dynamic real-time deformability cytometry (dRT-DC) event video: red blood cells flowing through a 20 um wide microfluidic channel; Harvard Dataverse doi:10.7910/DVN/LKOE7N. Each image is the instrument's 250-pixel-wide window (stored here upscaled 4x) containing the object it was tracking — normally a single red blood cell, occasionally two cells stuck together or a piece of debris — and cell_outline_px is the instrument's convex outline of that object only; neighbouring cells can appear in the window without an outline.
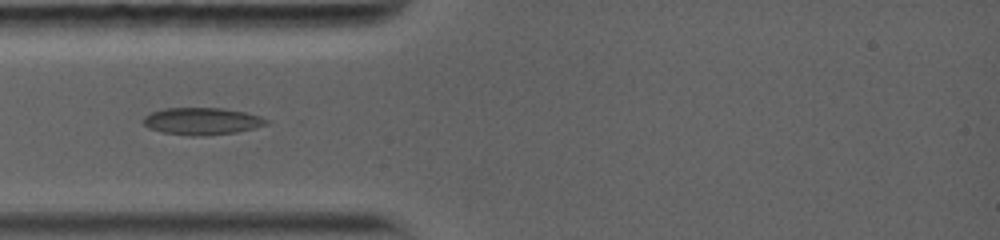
{"species": "common noctule bat (a hibernating species)", "species_latin": "Nyctalus noctula", "temperature_condition": "warm", "stored_images_in_passage": 6, "camera_frame_rate_fps": 5000, "um_per_image_px": 0.085, "animal": {"sex": "female", "body_mass_g": 19.0, "forearm_length_mm": 56.7}, "frame": {"image": 1, "passage_image": 5, "time_ms": 3.2, "image_size_px": [1000, 240], "cell_outline_px": [[268, 124], [256, 128], [236, 132], [200, 136], [192, 136], [164, 132], [148, 128], [140, 120], [144, 116], [152, 112], [164, 108], [224, 108], [244, 112], [260, 116], [268, 120]], "centroid_in_image_um": [17.15, 10.3], "position_along_channel_um": 67.8, "area_um2": 19.48}}